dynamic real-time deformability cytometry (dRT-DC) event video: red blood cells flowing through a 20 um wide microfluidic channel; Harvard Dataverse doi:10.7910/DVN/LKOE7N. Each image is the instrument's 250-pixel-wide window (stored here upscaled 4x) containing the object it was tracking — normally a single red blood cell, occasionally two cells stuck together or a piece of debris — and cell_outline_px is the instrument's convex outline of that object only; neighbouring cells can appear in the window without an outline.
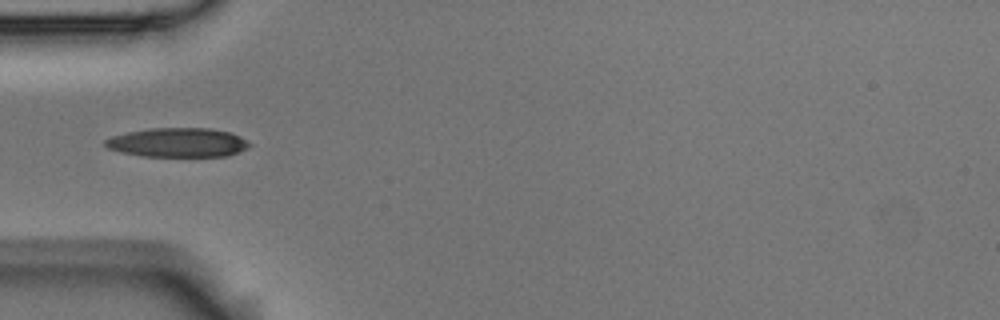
{"species": "Egyptian fruit bat (a non-hibernating species)", "species_latin": "Rousettus aegyptiacus", "temperature_condition": "room temperature", "stored_images_in_passage": 4, "camera_frame_rate_fps": 3000, "um_per_image_px": 0.085, "animal": {"sex": "male"}, "frame": {"image": 1, "passage_image": 4, "time_ms": 1.0, "image_size_px": [1000, 320], "cell_outline_px": [[252, 144], [248, 148], [228, 156], [144, 156], [124, 152], [108, 148], [104, 144], [104, 140], [112, 136], [128, 132], [148, 128], [208, 128], [228, 132], [240, 136]], "centroid_in_image_um": [15.13, 12.11], "position_along_channel_um": 69.9, "area_um2": 24.39}}